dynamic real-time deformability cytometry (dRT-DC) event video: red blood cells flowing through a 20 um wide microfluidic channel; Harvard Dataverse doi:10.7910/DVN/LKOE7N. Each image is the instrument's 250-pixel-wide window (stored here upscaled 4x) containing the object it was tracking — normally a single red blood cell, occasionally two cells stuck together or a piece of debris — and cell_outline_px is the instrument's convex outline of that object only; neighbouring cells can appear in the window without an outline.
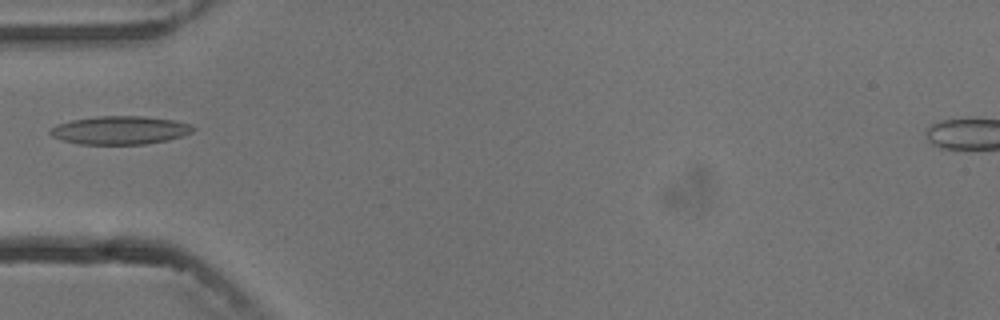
{"species": "common noctule bat (a hibernating species)", "species_latin": "Nyctalus noctula", "temperature_condition": "cold", "stored_images_in_passage": 3, "camera_frame_rate_fps": 3000, "um_per_image_px": 0.085, "animal": {"sex": "male", "body_mass_g": 13.3}, "frame": {"image": 1, "passage_image": 2, "time_ms": 1.333, "image_size_px": [1000, 320], "cell_outline_px": [[196, 128], [192, 132], [168, 140], [144, 144], [80, 144], [60, 140], [52, 136], [48, 132], [56, 124], [72, 120], [96, 116], [144, 116], [172, 120], [192, 124]], "centroid_in_image_um": [10.18, 11.06], "position_along_channel_um": 74.8, "area_um2": 23.58}}
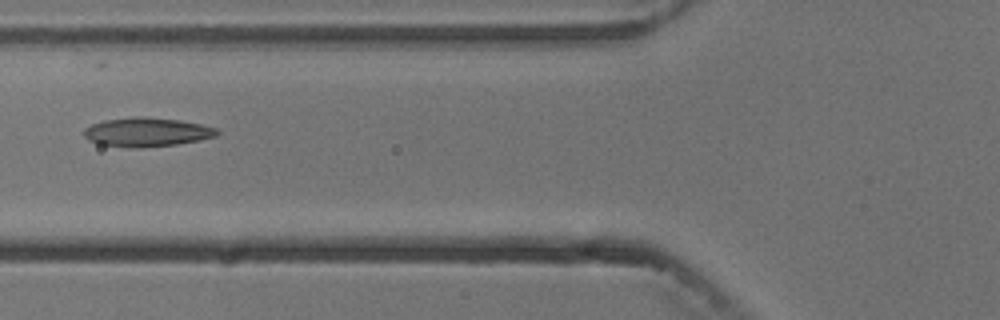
{"frame": {"image": 2, "passage_image": 3, "time_ms": 2.333, "image_size_px": [1000, 320], "cell_outline_px": [[220, 132], [216, 136], [200, 140], [176, 144], [144, 148], [132, 148], [100, 144], [88, 140], [84, 136], [84, 128], [92, 124], [104, 120], [132, 116], [144, 116], [180, 120], [200, 124], [216, 128]], "centroid_in_image_um": [12.46, 11.22], "position_along_channel_um": 113.3, "area_um2": 22.66}}